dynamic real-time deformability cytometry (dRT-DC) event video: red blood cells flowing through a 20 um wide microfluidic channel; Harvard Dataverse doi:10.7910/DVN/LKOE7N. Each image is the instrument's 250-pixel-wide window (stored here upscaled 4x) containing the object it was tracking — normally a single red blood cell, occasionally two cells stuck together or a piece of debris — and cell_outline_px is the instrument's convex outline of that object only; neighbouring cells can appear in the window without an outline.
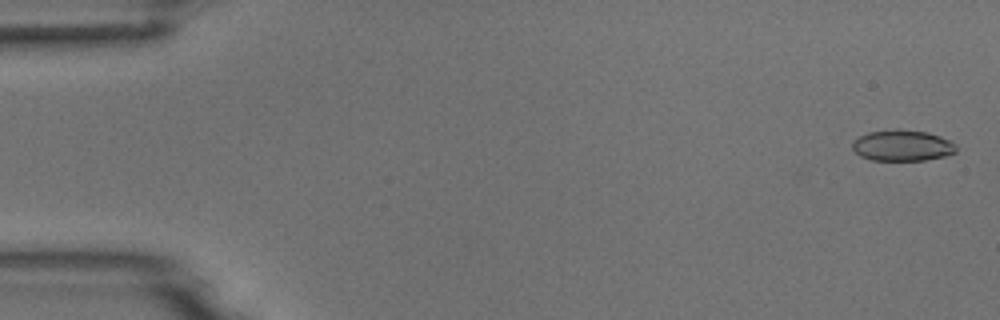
{"species": "common noctule bat (a hibernating species)", "species_latin": "Nyctalus noctula", "temperature_condition": "room temperature", "stored_images_in_passage": 5, "camera_frame_rate_fps": 3000, "um_per_image_px": 0.085, "animal": {"sex": "male", "body_mass_g": 18.8}, "frame": {"image": 1, "passage_image": 1, "time_ms": 0.0, "image_size_px": [1000, 320], "cell_outline_px": [[956, 152], [944, 156], [924, 160], [872, 160], [860, 156], [852, 148], [852, 140], [868, 132], [896, 128], [928, 132], [940, 136], [956, 144]], "centroid_in_image_um": [76.68, 12.35], "position_along_channel_um": 8.3, "area_um2": 18.9}}
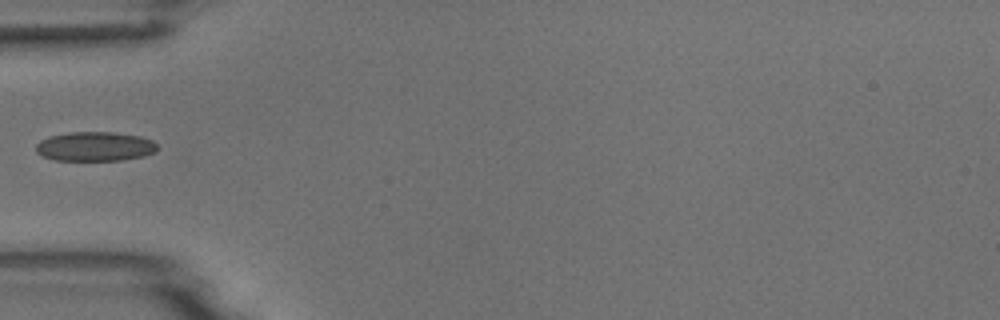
{"frame": {"image": 2, "passage_image": 5, "time_ms": 5.333, "image_size_px": [1000, 320], "cell_outline_px": [[160, 148], [156, 152], [144, 156], [124, 160], [56, 160], [40, 156], [36, 152], [36, 144], [40, 140], [48, 136], [68, 132], [112, 132], [140, 136], [152, 140]], "centroid_in_image_um": [8.07, 12.45], "position_along_channel_um": 76.9, "area_um2": 21.04}}